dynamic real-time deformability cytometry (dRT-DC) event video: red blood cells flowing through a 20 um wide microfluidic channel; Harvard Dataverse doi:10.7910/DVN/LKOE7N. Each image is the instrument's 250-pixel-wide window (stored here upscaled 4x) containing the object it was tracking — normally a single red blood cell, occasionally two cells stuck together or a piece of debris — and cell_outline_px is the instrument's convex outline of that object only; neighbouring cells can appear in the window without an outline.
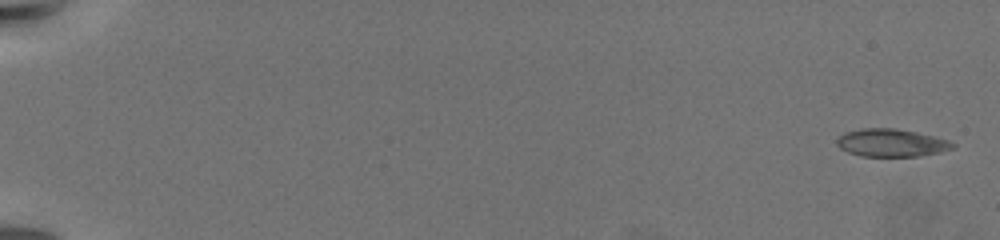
{"species": "common noctule bat (a hibernating species)", "species_latin": "Nyctalus noctula", "temperature_condition": "warm", "stored_images_in_passage": 15, "camera_frame_rate_fps": 3000, "um_per_image_px": 0.085, "animal": {"sex": "female", "body_mass_g": 19.5, "forearm_length_mm": 54.1}, "frame": {"image": 1, "passage_image": 1, "time_ms": 0.0, "image_size_px": [1000, 240], "cell_outline_px": [[956, 148], [940, 152], [916, 156], [860, 156], [848, 152], [840, 148], [836, 144], [836, 140], [844, 132], [864, 128], [892, 128], [916, 132], [948, 140], [956, 144]], "centroid_in_image_um": [75.76, 12.14], "position_along_channel_um": 9.2, "area_um2": 18.67}}
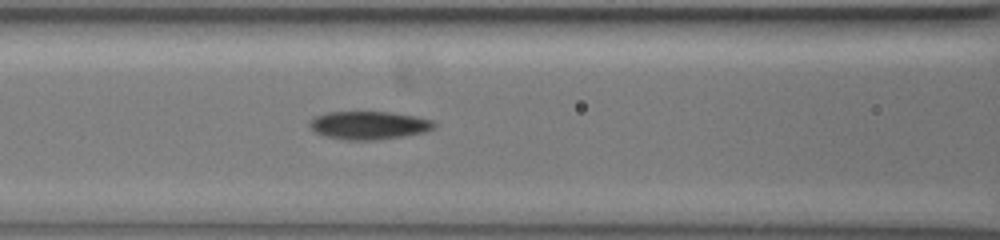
{"frame": {"image": 2, "passage_image": 11, "time_ms": 10.333, "image_size_px": [1000, 240], "cell_outline_px": [[436, 128], [424, 132], [404, 136], [376, 140], [344, 140], [324, 136], [316, 132], [308, 124], [316, 116], [328, 112], [392, 112], [416, 116], [432, 120], [436, 124]], "centroid_in_image_um": [31.39, 10.65], "position_along_channel_um": 135.2, "area_um2": 20.46}}
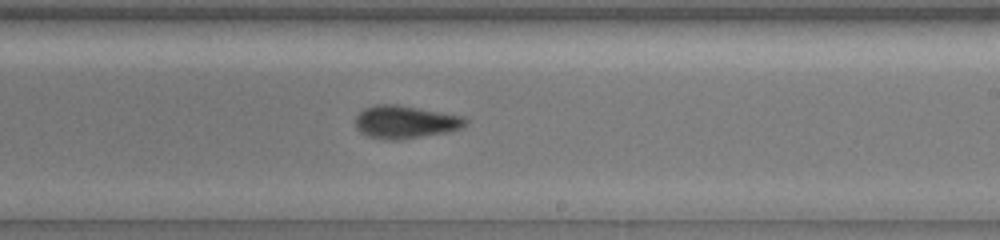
{"frame": {"image": 3, "passage_image": 15, "time_ms": 14.0, "image_size_px": [1000, 240], "cell_outline_px": [[468, 120], [460, 128], [452, 132], [400, 140], [384, 140], [368, 136], [360, 132], [356, 128], [356, 116], [364, 108], [376, 104], [396, 104], [464, 116]], "centroid_in_image_um": [34.45, 10.38], "position_along_channel_um": 254.6, "area_um2": 21.27}}